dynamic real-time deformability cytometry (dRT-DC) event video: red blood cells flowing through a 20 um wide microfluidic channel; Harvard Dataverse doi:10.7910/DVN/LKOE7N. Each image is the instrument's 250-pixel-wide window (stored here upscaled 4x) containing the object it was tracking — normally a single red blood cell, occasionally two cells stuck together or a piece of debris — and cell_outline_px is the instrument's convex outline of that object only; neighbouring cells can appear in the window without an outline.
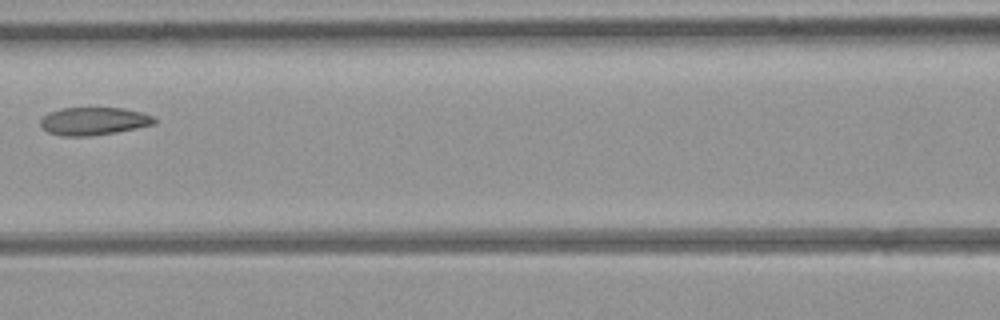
{"species": "common noctule bat (a hibernating species)", "species_latin": "Nyctalus noctula", "temperature_condition": "room temperature", "stored_images_in_passage": 7, "camera_frame_rate_fps": 3000, "um_per_image_px": 0.085, "animal": {"sex": "female", "body_mass_g": 21.9}, "frame": {"image": 1, "passage_image": 6, "time_ms": 6.667, "image_size_px": [1000, 320], "cell_outline_px": [[156, 124], [116, 132], [88, 136], [60, 136], [48, 132], [40, 128], [40, 120], [48, 112], [60, 108], [124, 108], [140, 112], [152, 116], [156, 120]], "centroid_in_image_um": [7.92, 10.3], "position_along_channel_um": 158.7, "area_um2": 18.55}}
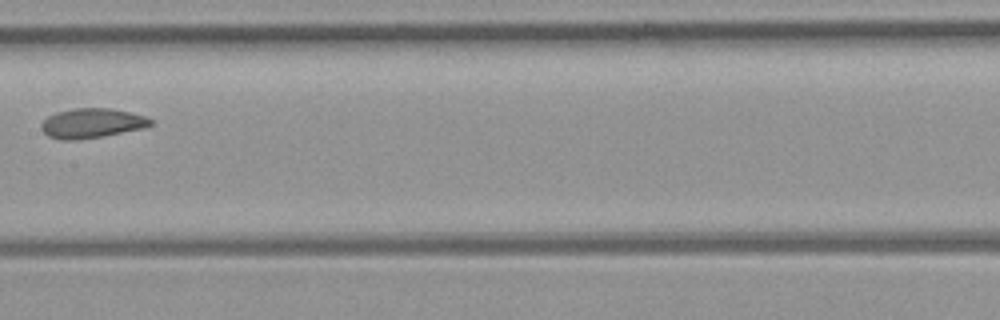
{"frame": {"image": 2, "passage_image": 7, "time_ms": 7.667, "image_size_px": [1000, 320], "cell_outline_px": [[152, 124], [144, 128], [104, 136], [76, 140], [60, 140], [48, 136], [40, 128], [40, 124], [48, 116], [56, 112], [76, 108], [112, 108], [148, 116], [152, 120]], "centroid_in_image_um": [7.81, 10.47], "position_along_channel_um": 199.6, "area_um2": 19.07}}